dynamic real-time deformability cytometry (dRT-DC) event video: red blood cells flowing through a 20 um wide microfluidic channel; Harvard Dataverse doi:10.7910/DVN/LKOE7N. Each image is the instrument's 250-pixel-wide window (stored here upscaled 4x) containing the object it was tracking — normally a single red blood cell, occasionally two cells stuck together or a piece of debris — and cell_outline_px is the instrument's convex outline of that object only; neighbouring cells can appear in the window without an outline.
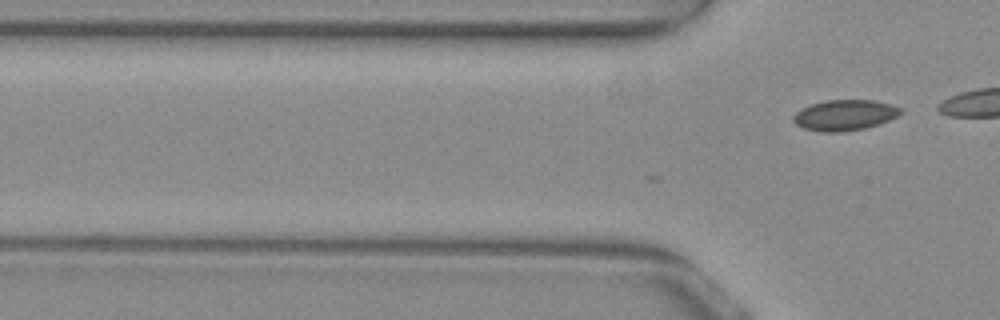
{"species": "common noctule bat (a hibernating species)", "species_latin": "Nyctalus noctula", "temperature_condition": "warm", "stored_images_in_passage": 3, "camera_frame_rate_fps": 3000, "um_per_image_px": 0.085, "animal": {"sex": "female", "body_mass_g": 29.2, "forearm_length_mm": 56.3}, "frame": {"image": 1, "passage_image": 3, "time_ms": 0.667, "image_size_px": [1000, 320], "cell_outline_px": [[904, 112], [880, 124], [864, 128], [840, 132], [824, 132], [804, 128], [796, 124], [792, 120], [792, 116], [800, 108], [824, 100], [872, 100], [892, 104], [904, 108]], "centroid_in_image_um": [71.81, 9.77], "position_along_channel_um": 54.0, "area_um2": 19.31}}